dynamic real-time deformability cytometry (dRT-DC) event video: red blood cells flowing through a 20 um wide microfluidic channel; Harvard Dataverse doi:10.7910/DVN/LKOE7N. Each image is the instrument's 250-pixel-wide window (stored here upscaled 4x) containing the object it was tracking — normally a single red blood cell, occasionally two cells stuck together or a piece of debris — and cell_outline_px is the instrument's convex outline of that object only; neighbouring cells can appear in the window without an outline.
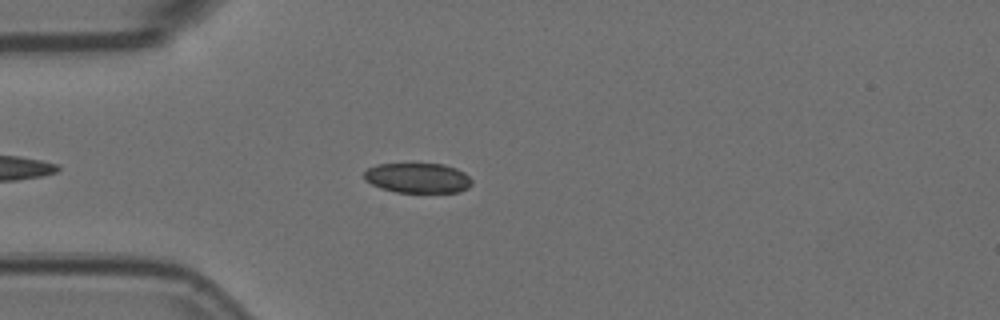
{"species": "Egyptian fruit bat (a non-hibernating species)", "species_latin": "Rousettus aegyptiacus", "temperature_condition": "room temperature", "stored_images_in_passage": 4, "camera_frame_rate_fps": 3000, "um_per_image_px": 0.085, "animal": {"sex": "female"}, "frame": {"image": 1, "passage_image": 4, "time_ms": 1.0, "image_size_px": [1000, 320], "cell_outline_px": [[472, 184], [468, 188], [460, 192], [396, 192], [380, 188], [364, 180], [364, 172], [368, 168], [376, 164], [444, 164], [456, 168], [464, 172], [472, 180]], "centroid_in_image_um": [35.51, 15.13], "position_along_channel_um": 49.5, "area_um2": 18.9}}